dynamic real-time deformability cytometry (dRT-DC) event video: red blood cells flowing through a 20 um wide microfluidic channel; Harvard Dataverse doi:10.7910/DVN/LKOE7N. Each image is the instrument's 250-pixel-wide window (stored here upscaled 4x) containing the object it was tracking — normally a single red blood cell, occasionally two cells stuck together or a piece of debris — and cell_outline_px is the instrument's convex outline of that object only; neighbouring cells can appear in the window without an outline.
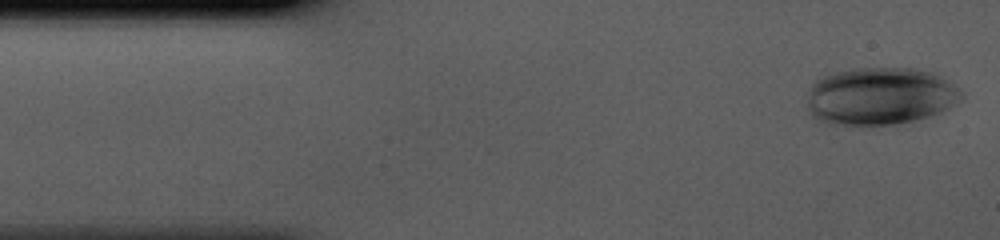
{"species": "human", "species_latin": "Homo sapiens", "temperature_condition": "cold", "stored_images_in_passage": 41, "camera_frame_rate_fps": 3000, "um_per_image_px": 0.085, "donor": {"sex": "male"}, "frame": {"image": 1, "passage_image": 1, "time_ms": 0.0, "image_size_px": [1000, 240], "cell_outline_px": [[964, 96], [960, 100], [948, 108], [928, 116], [896, 124], [828, 124], [816, 120], [812, 116], [808, 108], [808, 96], [812, 84], [816, 80], [824, 76], [836, 72], [852, 68], [912, 68], [928, 72], [940, 76], [956, 88]], "centroid_in_image_um": [74.76, 8.17], "position_along_channel_um": 10.2, "area_um2": 51.15}}
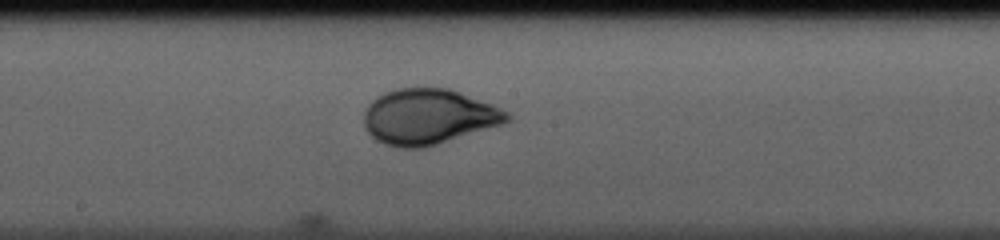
{"frame": {"image": 2, "passage_image": 21, "time_ms": 6.667, "image_size_px": [1000, 240], "cell_outline_px": [[512, 116], [504, 124], [424, 148], [396, 148], [384, 144], [376, 140], [364, 128], [364, 112], [368, 104], [376, 96], [384, 92], [396, 88], [448, 88], [492, 104], [508, 112]], "centroid_in_image_um": [36.4, 9.93], "position_along_channel_um": 211.8, "area_um2": 46.47}}
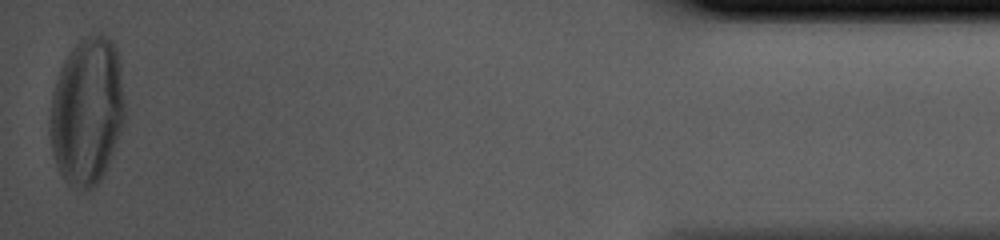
{"frame": {"image": 3, "passage_image": 41, "time_ms": 13.333, "image_size_px": [1000, 240], "cell_outline_px": [[124, 120], [120, 132], [104, 172], [100, 180], [92, 188], [72, 188], [64, 180], [56, 164], [52, 152], [48, 132], [48, 124], [52, 92], [56, 80], [64, 60], [68, 52], [84, 36], [100, 32], [104, 32], [112, 40], [116, 48], [120, 64], [124, 100]], "centroid_in_image_um": [7.37, 9.41], "position_along_channel_um": 427.8, "area_um2": 64.79}}